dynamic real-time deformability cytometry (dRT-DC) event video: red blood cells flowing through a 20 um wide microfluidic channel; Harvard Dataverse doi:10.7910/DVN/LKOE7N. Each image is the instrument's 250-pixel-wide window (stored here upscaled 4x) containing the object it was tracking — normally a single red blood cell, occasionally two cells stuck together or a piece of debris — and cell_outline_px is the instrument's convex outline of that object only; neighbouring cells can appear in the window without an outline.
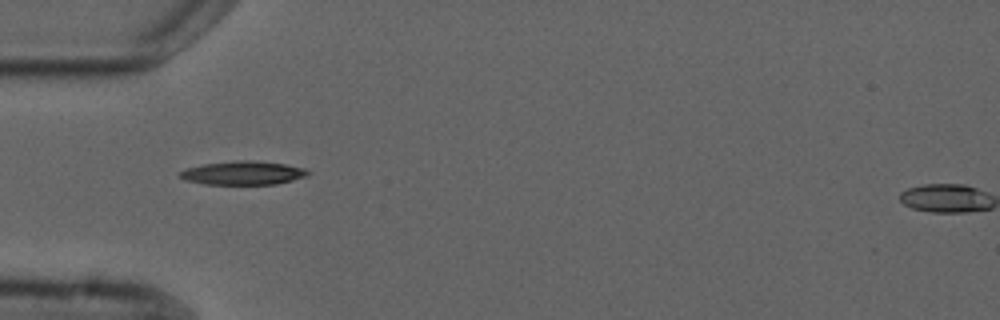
{"species": "common noctule bat (a hibernating species)", "species_latin": "Nyctalus noctula", "temperature_condition": "cold", "stored_images_in_passage": 5, "camera_frame_rate_fps": 3000, "um_per_image_px": 0.085, "animal": {"sex": "male", "forearm_length_mm": 52.5}, "frame": {"image": 1, "passage_image": 1, "time_ms": 0.0, "image_size_px": [1000, 320], "cell_outline_px": [[308, 176], [276, 184], [204, 184], [184, 180], [180, 176], [180, 172], [188, 168], [204, 164], [236, 160], [252, 160], [284, 164], [304, 168], [308, 172]], "centroid_in_image_um": [20.66, 14.7], "position_along_channel_um": 64.3, "area_um2": 17.46}}
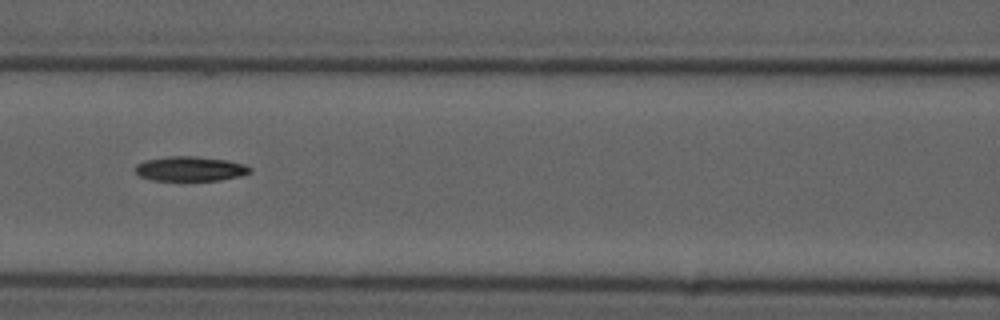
{"frame": {"image": 2, "passage_image": 3, "time_ms": 2.333, "image_size_px": [1000, 320], "cell_outline_px": [[252, 172], [240, 176], [220, 180], [152, 180], [140, 176], [136, 172], [136, 164], [144, 160], [168, 156], [196, 156], [228, 160], [244, 164], [252, 168]], "centroid_in_image_um": [16.19, 14.34], "position_along_channel_um": 150.4, "area_um2": 16.53}}
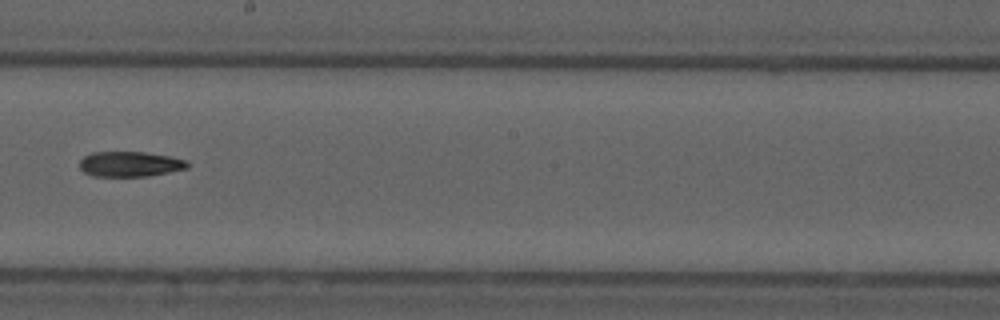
{"frame": {"image": 3, "passage_image": 5, "time_ms": 4.667, "image_size_px": [1000, 320], "cell_outline_px": [[188, 168], [148, 176], [92, 176], [84, 172], [80, 168], [80, 160], [84, 156], [92, 152], [144, 152], [168, 156], [188, 160]], "centroid_in_image_um": [11.03, 13.94], "position_along_channel_um": 237.2, "area_um2": 15.78}}